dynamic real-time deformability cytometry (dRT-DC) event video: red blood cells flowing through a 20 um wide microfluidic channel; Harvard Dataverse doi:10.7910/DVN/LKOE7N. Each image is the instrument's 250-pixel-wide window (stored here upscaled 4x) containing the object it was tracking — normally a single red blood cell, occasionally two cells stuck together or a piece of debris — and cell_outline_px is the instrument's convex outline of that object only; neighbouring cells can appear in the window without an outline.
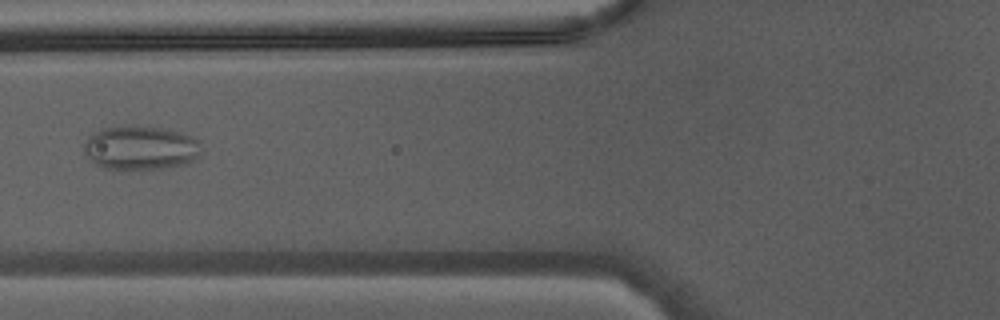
{"species": "Egyptian fruit bat (a non-hibernating species)", "species_latin": "Rousettus aegyptiacus", "temperature_condition": "warm", "stored_images_in_passage": 31, "camera_frame_rate_fps": 3000, "um_per_image_px": 0.085, "animal": {"sex": "male"}, "frame": {"image": 1, "passage_image": 4, "time_ms": 1.0, "image_size_px": [1000, 320], "cell_outline_px": [[204, 152], [196, 160], [188, 164], [164, 168], [100, 168], [84, 152], [84, 144], [88, 136], [92, 132], [100, 128], [124, 124], [136, 124], [160, 128], [180, 132], [192, 136], [200, 140]], "centroid_in_image_um": [12.0, 12.53], "position_along_channel_um": 113.8, "area_um2": 30.87}}
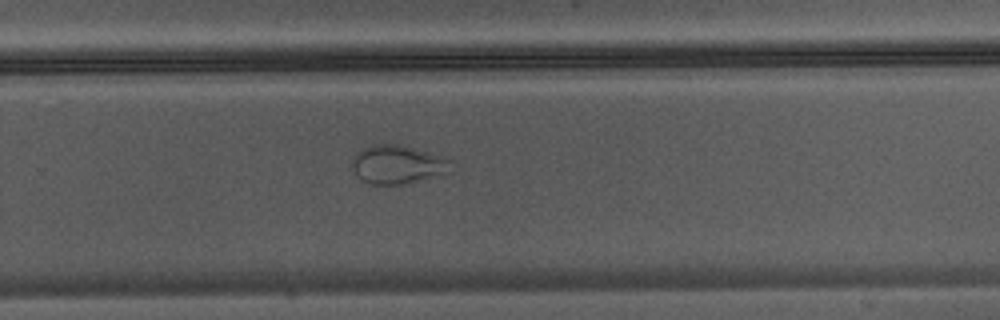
{"frame": {"image": 2, "passage_image": 16, "time_ms": 5.0, "image_size_px": [1000, 320], "cell_outline_px": [[456, 160], [448, 172], [400, 184], [372, 184], [360, 180], [352, 168], [352, 164], [356, 152], [360, 148], [372, 144], [400, 144]], "centroid_in_image_um": [33.78, 13.95], "position_along_channel_um": 296.0, "area_um2": 22.2}}
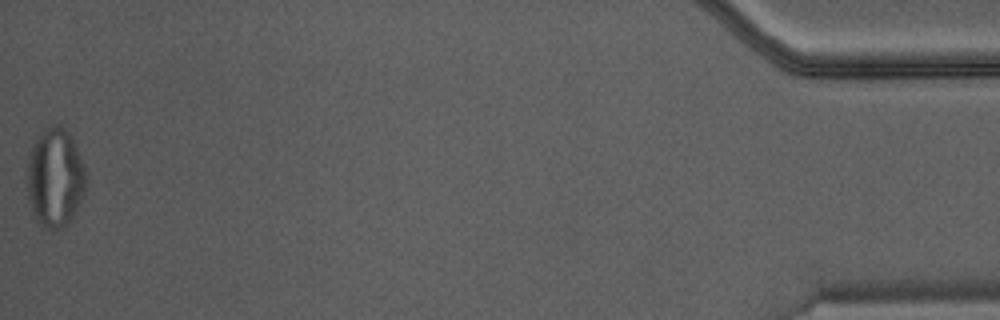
{"frame": {"image": 3, "passage_image": 31, "time_ms": 10.0, "image_size_px": [1000, 320], "cell_outline_px": [[84, 188], [76, 208], [72, 216], [64, 224], [56, 228], [40, 228], [32, 216], [28, 204], [28, 164], [32, 144], [48, 124], [60, 124], [68, 132], [76, 148], [84, 168]], "centroid_in_image_um": [4.61, 15.1], "position_along_channel_um": 430.6, "area_um2": 33.29}}